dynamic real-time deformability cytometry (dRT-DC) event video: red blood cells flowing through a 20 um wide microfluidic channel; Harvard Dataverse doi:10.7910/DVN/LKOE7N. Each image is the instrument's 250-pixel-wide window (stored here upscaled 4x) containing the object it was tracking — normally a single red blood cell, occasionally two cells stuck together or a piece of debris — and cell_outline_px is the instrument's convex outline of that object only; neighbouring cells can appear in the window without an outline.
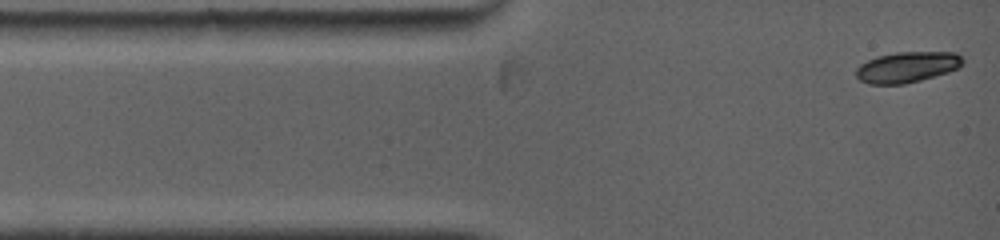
{"species": "common noctule bat (a hibernating species)", "species_latin": "Nyctalus noctula", "temperature_condition": "warm", "stored_images_in_passage": 4, "camera_frame_rate_fps": 5000, "um_per_image_px": 0.085, "animal": {"sex": "female", "body_mass_g": 19.0, "forearm_length_mm": 53.3}, "frame": {"image": 1, "passage_image": 1, "time_ms": 0.0, "image_size_px": [1000, 240], "cell_outline_px": [[964, 60], [960, 68], [948, 72], [920, 80], [904, 84], [872, 84], [860, 80], [856, 76], [856, 68], [860, 64], [876, 56], [896, 52], [956, 52]], "centroid_in_image_um": [77.11, 5.69], "position_along_channel_um": 7.9, "area_um2": 19.13}}
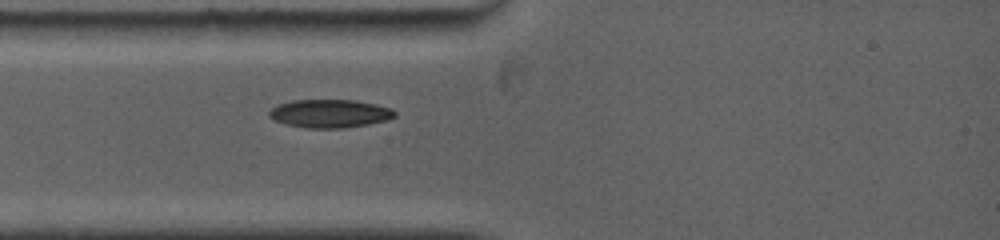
{"frame": {"image": 2, "passage_image": 4, "time_ms": 2.4, "image_size_px": [1000, 240], "cell_outline_px": [[396, 116], [384, 120], [368, 124], [344, 128], [304, 128], [284, 124], [268, 116], [268, 112], [276, 104], [292, 100], [356, 100], [376, 104], [392, 108], [396, 112]], "centroid_in_image_um": [28.01, 9.64], "position_along_channel_um": 57.0, "area_um2": 20.81}}